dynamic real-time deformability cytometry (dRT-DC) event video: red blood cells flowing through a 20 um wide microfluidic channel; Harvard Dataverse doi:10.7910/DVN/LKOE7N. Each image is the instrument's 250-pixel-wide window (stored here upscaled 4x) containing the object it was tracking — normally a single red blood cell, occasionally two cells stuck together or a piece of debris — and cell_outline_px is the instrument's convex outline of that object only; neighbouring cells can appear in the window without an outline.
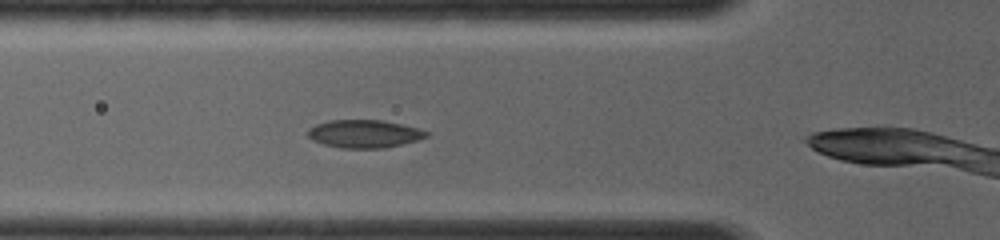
{"species": "common noctule bat (a hibernating species)", "species_latin": "Nyctalus noctula", "temperature_condition": "room temperature", "stored_images_in_passage": 3, "camera_frame_rate_fps": 4000, "um_per_image_px": 0.085, "animal": {"sex": "female", "body_mass_g": 19.0, "forearm_length_mm": 56.7}, "frame": {"image": 1, "passage_image": 2, "time_ms": 0.5, "image_size_px": [1000, 240], "cell_outline_px": [[428, 136], [416, 140], [384, 148], [340, 148], [324, 144], [312, 140], [308, 136], [308, 128], [316, 124], [328, 120], [380, 120], [400, 124], [416, 128], [428, 132]], "centroid_in_image_um": [30.9, 11.37], "position_along_channel_um": 94.9, "area_um2": 19.07}}